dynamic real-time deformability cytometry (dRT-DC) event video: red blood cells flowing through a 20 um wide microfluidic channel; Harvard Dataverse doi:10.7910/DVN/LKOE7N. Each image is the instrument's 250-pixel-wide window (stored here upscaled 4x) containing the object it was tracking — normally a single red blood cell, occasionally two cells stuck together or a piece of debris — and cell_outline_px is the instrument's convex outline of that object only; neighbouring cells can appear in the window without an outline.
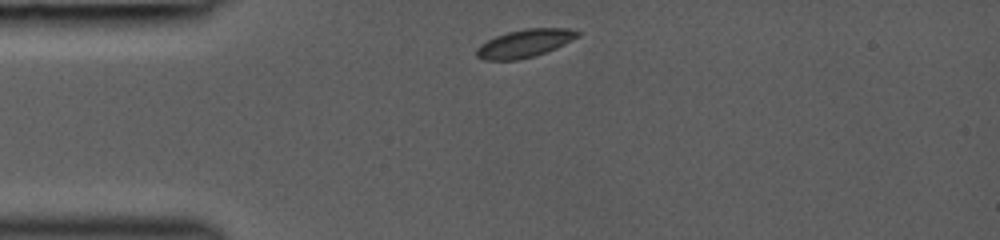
{"species": "common noctule bat (a hibernating species)", "species_latin": "Nyctalus noctula", "temperature_condition": "room temperature", "stored_images_in_passage": 35, "camera_frame_rate_fps": 3000, "um_per_image_px": 0.085, "animal": {"sex": "female", "body_mass_g": 19.0, "forearm_length_mm": 53.3}, "frame": {"image": 1, "passage_image": 1, "time_ms": 0.0, "image_size_px": [1000, 240], "cell_outline_px": [[580, 36], [556, 48], [536, 56], [520, 60], [484, 60], [476, 56], [476, 48], [480, 44], [496, 36], [508, 32], [528, 28], [568, 28], [580, 32]], "centroid_in_image_um": [44.6, 3.7], "position_along_channel_um": 40.4, "area_um2": 16.53}}
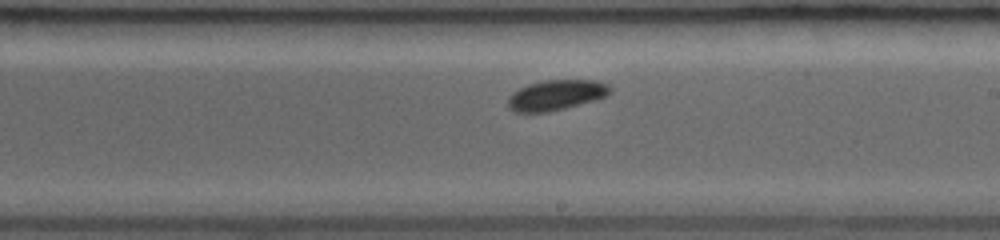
{"frame": {"image": 2, "passage_image": 21, "time_ms": 5.333, "image_size_px": [1000, 240], "cell_outline_px": [[612, 92], [604, 96], [592, 100], [564, 108], [548, 112], [516, 112], [508, 108], [508, 96], [512, 92], [528, 84], [544, 80], [600, 80], [608, 84], [612, 88]], "centroid_in_image_um": [47.26, 8.06], "position_along_channel_um": 241.7, "area_um2": 17.98}}
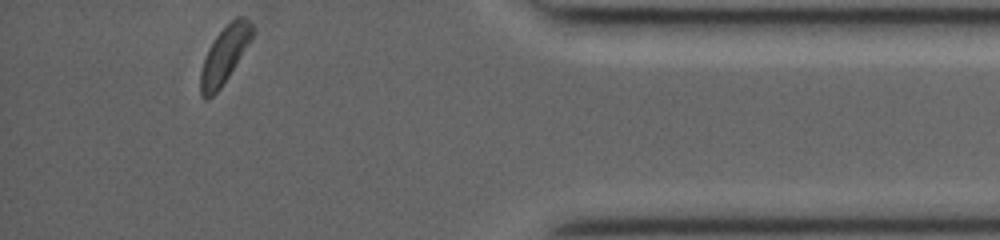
{"frame": {"image": 3, "passage_image": 35, "time_ms": 10.0, "image_size_px": [1000, 240], "cell_outline_px": [[252, 36], [228, 76], [220, 88], [208, 100], [204, 100], [200, 96], [200, 72], [208, 48], [216, 36], [236, 16], [244, 16], [252, 24]], "centroid_in_image_um": [19.03, 4.7], "position_along_channel_um": 416.2, "area_um2": 16.59}}